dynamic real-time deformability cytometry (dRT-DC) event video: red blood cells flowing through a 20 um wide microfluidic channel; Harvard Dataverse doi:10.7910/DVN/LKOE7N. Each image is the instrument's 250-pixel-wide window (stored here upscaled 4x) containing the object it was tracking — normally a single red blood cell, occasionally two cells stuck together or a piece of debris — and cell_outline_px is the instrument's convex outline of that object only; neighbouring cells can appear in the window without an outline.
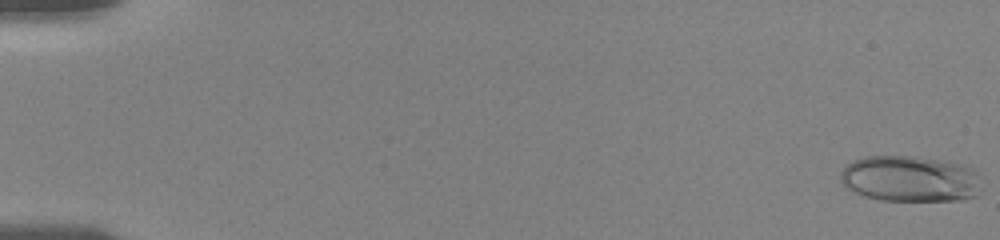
{"species": "human", "species_latin": "Homo sapiens", "temperature_condition": "room temperature", "stored_images_in_passage": 26, "camera_frame_rate_fps": 3000, "um_per_image_px": 0.085, "donor": {"sex": "female"}, "frame": {"image": 1, "passage_image": 1, "time_ms": 0.0, "image_size_px": [1000, 240], "cell_outline_px": [[980, 192], [976, 196], [964, 200], [880, 200], [864, 196], [844, 188], [840, 180], [840, 172], [852, 160], [864, 156], [912, 156], [960, 164], [972, 168], [976, 172]], "centroid_in_image_um": [77.3, 15.2], "position_along_channel_um": 7.7, "area_um2": 37.86}}
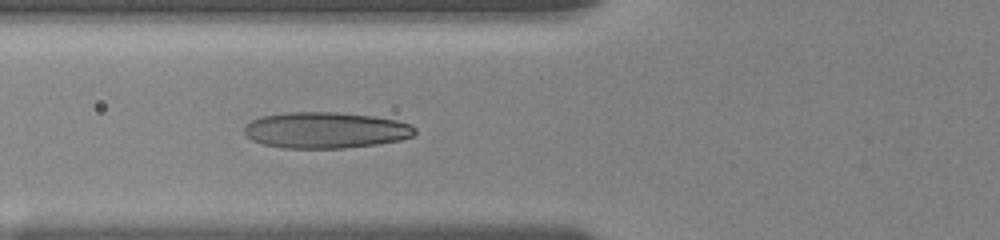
{"frame": {"image": 2, "passage_image": 22, "time_ms": 7.0, "image_size_px": [1000, 240], "cell_outline_px": [[416, 132], [412, 136], [400, 140], [376, 144], [344, 148], [284, 148], [264, 144], [252, 140], [244, 136], [244, 124], [260, 116], [288, 112], [336, 112], [372, 116], [396, 120], [412, 124], [416, 128]], "centroid_in_image_um": [27.65, 11.06], "position_along_channel_um": 98.2, "area_um2": 36.13}}
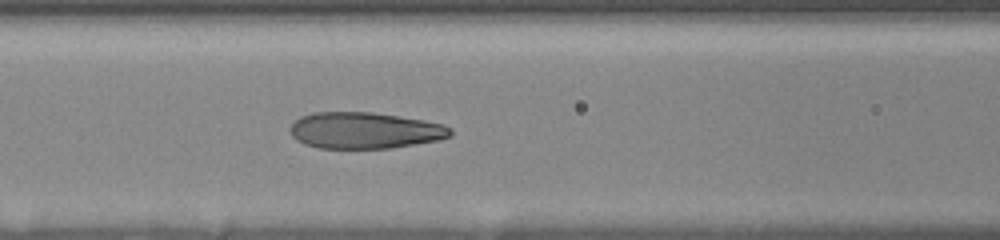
{"frame": {"image": 3, "passage_image": 26, "time_ms": 8.0, "image_size_px": [1000, 240], "cell_outline_px": [[452, 136], [440, 140], [392, 148], [320, 148], [304, 144], [296, 140], [292, 136], [292, 124], [300, 116], [316, 112], [372, 112], [424, 120], [444, 124], [452, 128]], "centroid_in_image_um": [31.05, 11.09], "position_along_channel_um": 135.5, "area_um2": 34.04}}